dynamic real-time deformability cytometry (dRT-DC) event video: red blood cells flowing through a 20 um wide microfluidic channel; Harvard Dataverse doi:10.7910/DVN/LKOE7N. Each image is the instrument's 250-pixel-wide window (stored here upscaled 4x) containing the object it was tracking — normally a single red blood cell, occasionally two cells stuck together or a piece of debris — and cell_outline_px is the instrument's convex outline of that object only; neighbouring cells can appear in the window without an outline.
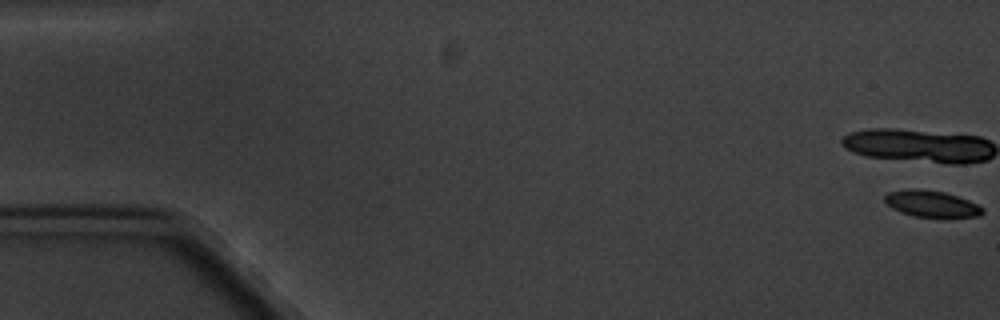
{"species": "common noctule bat (a hibernating species)", "species_latin": "Nyctalus noctula", "temperature_condition": "cold", "stored_images_in_passage": 5, "camera_frame_rate_fps": 3000, "um_per_image_px": 0.085, "animal": {"sex": "male", "body_mass_g": 20.1, "forearm_length_mm": 53.5}, "frame": {"image": 1, "passage_image": 1, "time_ms": 0.0, "image_size_px": [1000, 320], "cell_outline_px": [[984, 212], [980, 216], [944, 220], [940, 220], [912, 216], [900, 212], [892, 208], [884, 200], [884, 196], [888, 192], [908, 188], [916, 188], [944, 192], [968, 200], [984, 208]], "centroid_in_image_um": [79.21, 17.38], "position_along_channel_um": 5.8, "area_um2": 15.9}}